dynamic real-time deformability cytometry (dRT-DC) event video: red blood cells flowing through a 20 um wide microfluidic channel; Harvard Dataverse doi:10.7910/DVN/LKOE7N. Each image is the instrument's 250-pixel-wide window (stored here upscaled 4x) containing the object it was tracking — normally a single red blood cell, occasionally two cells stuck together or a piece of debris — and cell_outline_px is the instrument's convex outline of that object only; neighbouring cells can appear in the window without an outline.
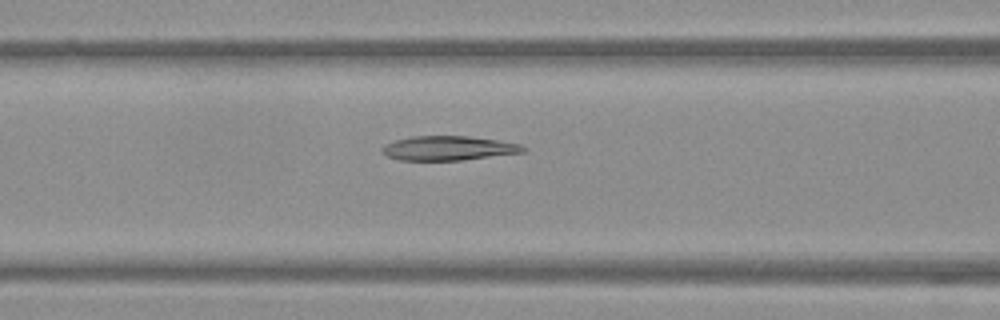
{"species": "Egyptian fruit bat (a non-hibernating species)", "species_latin": "Rousettus aegyptiacus", "temperature_condition": "warm", "stored_images_in_passage": 53, "camera_frame_rate_fps": 3000, "um_per_image_px": 0.085, "frame": {"image": 1, "passage_image": 22, "time_ms": 7.0, "image_size_px": [1000, 320], "cell_outline_px": [[528, 148], [524, 152], [464, 160], [400, 160], [388, 156], [380, 152], [380, 148], [384, 144], [396, 140], [412, 136], [468, 136], [496, 140], [520, 144]], "centroid_in_image_um": [38.09, 12.6], "position_along_channel_um": 128.5, "area_um2": 20.06}}
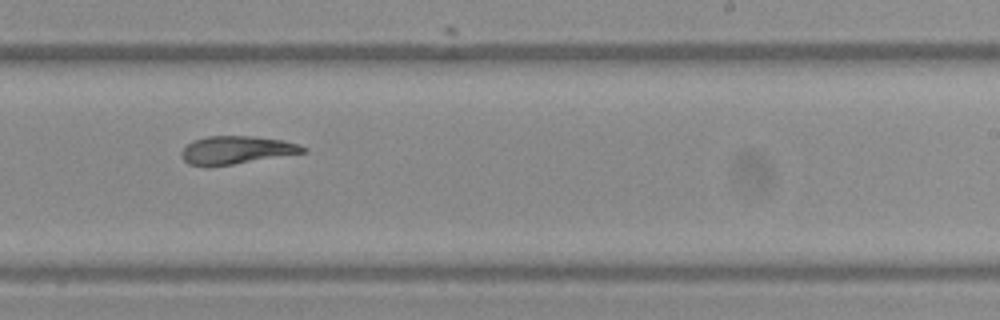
{"frame": {"image": 2, "passage_image": 33, "time_ms": 10.667, "image_size_px": [1000, 320], "cell_outline_px": [[308, 152], [208, 168], [204, 168], [188, 164], [180, 156], [180, 152], [192, 140], [208, 136], [252, 136], [284, 140], [300, 144], [308, 148]], "centroid_in_image_um": [20.08, 12.77], "position_along_channel_um": 268.9, "area_um2": 20.29}}
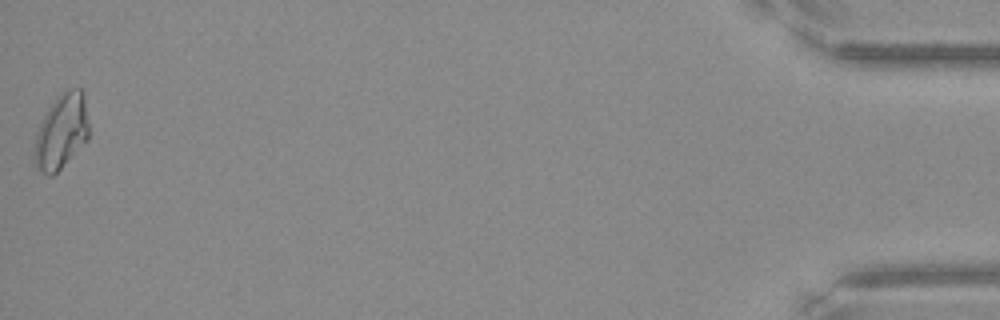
{"frame": {"image": 3, "passage_image": 53, "time_ms": 17.333, "image_size_px": [1000, 320], "cell_outline_px": [[88, 140], [52, 176], [48, 176], [36, 168], [32, 160], [36, 132], [48, 108], [56, 96], [60, 92], [72, 88], [80, 88], [84, 92], [88, 124]], "centroid_in_image_um": [5.2, 11.18], "position_along_channel_um": 430.0, "area_um2": 23.99}, "authors_computed_cell_mechanics": {"area_um2": 21.097, "velocity_mm_per_s": 3.8344, "shape_relaxation_time_tau1_ms": null, "shape_relaxation_time_tau2_ms": 3.3553, "deformation_change_tau1": null, "deformation_change_tau2": 0.1103}}